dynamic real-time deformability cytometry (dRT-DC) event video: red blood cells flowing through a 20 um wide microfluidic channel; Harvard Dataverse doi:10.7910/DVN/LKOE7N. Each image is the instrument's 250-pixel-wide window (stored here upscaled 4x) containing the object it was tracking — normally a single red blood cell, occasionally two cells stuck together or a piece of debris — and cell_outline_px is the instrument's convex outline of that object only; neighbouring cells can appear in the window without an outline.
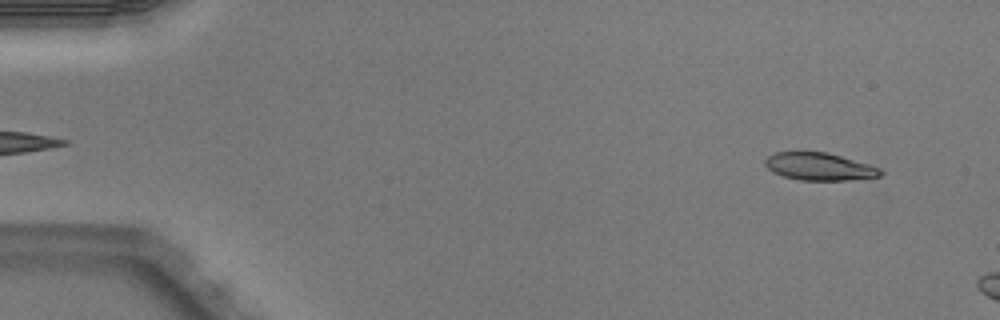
{"species": "Egyptian fruit bat (a non-hibernating species)", "species_latin": "Rousettus aegyptiacus", "temperature_condition": "warm", "stored_images_in_passage": 3, "segment_of_instrument_passage": [2, 2], "camera_frame_rate_fps": 3000, "um_per_image_px": 0.085, "animal": {"sex": "male"}, "frame": {"image": 1, "passage_image": 3, "time_ms": 0.667, "image_size_px": [1000, 320], "cell_outline_px": [[884, 172], [880, 176], [848, 180], [800, 180], [784, 176], [772, 172], [764, 164], [764, 160], [768, 156], [776, 152], [824, 152], [840, 156], [868, 164], [880, 168]], "centroid_in_image_um": [69.63, 14.16], "position_along_channel_um": 15.4, "area_um2": 18.32}}